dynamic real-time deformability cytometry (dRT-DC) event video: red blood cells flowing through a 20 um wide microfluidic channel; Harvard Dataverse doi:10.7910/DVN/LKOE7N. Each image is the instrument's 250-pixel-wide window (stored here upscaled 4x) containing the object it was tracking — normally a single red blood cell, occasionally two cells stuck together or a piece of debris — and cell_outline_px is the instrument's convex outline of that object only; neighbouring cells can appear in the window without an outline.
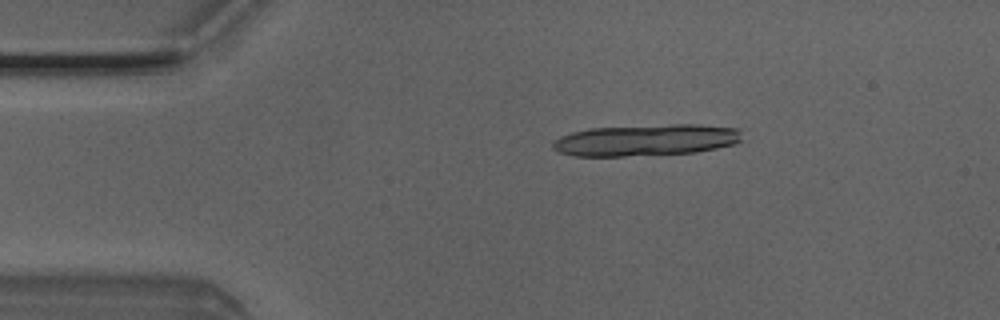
{"species": "Egyptian fruit bat (a non-hibernating species)", "species_latin": "Rousettus aegyptiacus", "temperature_condition": "room temperature", "stored_images_in_passage": 5, "camera_frame_rate_fps": 3000, "um_per_image_px": 0.085, "animal": {"sex": "male"}, "frame": {"image": 1, "passage_image": 3, "time_ms": 0.667, "image_size_px": [1000, 320], "cell_outline_px": [[744, 140], [732, 144], [716, 148], [696, 152], [624, 156], [572, 156], [560, 152], [552, 148], [552, 144], [560, 136], [572, 132], [588, 128], [672, 124], [700, 124], [736, 128], [740, 132]], "centroid_in_image_um": [54.9, 11.9], "position_along_channel_um": 30.1, "area_um2": 34.85}}